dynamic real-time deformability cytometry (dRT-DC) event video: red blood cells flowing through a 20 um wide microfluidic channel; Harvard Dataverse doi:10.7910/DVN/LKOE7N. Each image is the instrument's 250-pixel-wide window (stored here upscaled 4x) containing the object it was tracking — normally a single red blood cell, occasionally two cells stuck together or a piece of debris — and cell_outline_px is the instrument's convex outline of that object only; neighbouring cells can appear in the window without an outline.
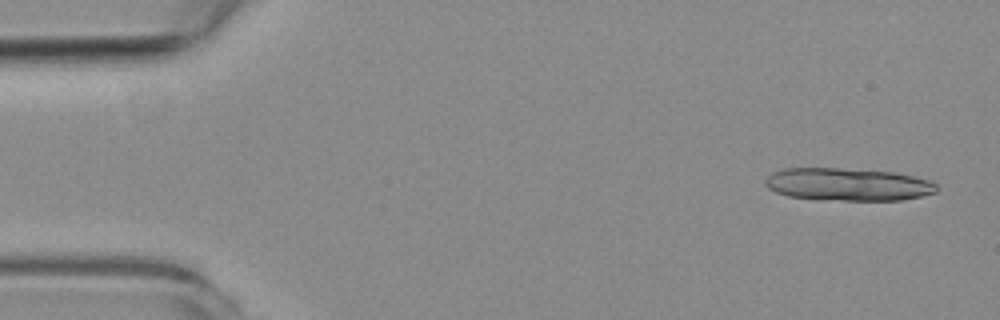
{"species": "common noctule bat (a hibernating species)", "species_latin": "Nyctalus noctula", "temperature_condition": "room temperature", "stored_images_in_passage": 14, "camera_frame_rate_fps": 3000, "um_per_image_px": 0.085, "animal": {"sex": "female", "body_mass_g": 19.3, "forearm_length_mm": 54.1}, "frame": {"image": 1, "passage_image": 3, "time_ms": 0.667, "image_size_px": [1000, 320], "cell_outline_px": [[940, 188], [936, 192], [920, 196], [900, 200], [844, 200], [788, 196], [776, 192], [768, 188], [764, 184], [764, 180], [772, 172], [784, 168], [836, 168], [892, 172], [932, 180]], "centroid_in_image_um": [72.08, 15.66], "position_along_channel_um": 12.9, "area_um2": 32.43}}